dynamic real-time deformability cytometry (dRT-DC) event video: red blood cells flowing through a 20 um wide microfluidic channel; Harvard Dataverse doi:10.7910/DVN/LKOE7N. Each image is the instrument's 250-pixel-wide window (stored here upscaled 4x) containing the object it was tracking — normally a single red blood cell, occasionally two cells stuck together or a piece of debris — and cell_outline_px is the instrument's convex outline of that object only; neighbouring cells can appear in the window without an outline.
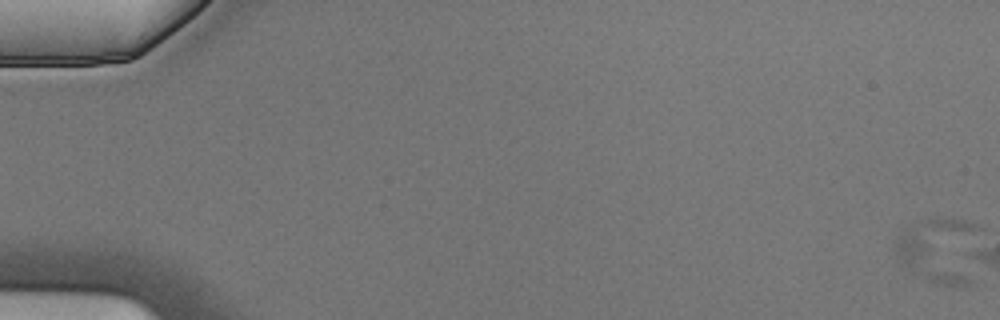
{"species": "Egyptian fruit bat (a non-hibernating species)", "species_latin": "Rousettus aegyptiacus", "temperature_condition": "cold", "stored_images_in_passage": 7, "camera_frame_rate_fps": 3000, "um_per_image_px": 0.085, "animal": {"sex": "male"}, "frame": {"image": 1, "passage_image": 1, "time_ms": 0.0, "image_size_px": [1000, 320], "cell_outline_px": [[980, 228], [972, 284], [960, 288], [936, 284], [924, 280], [900, 264], [896, 252], [896, 240], [904, 228], [912, 224], [932, 216], [964, 220], [976, 224]], "centroid_in_image_um": [79.91, 21.29], "position_along_channel_um": 5.1, "area_um2": 33.7}}